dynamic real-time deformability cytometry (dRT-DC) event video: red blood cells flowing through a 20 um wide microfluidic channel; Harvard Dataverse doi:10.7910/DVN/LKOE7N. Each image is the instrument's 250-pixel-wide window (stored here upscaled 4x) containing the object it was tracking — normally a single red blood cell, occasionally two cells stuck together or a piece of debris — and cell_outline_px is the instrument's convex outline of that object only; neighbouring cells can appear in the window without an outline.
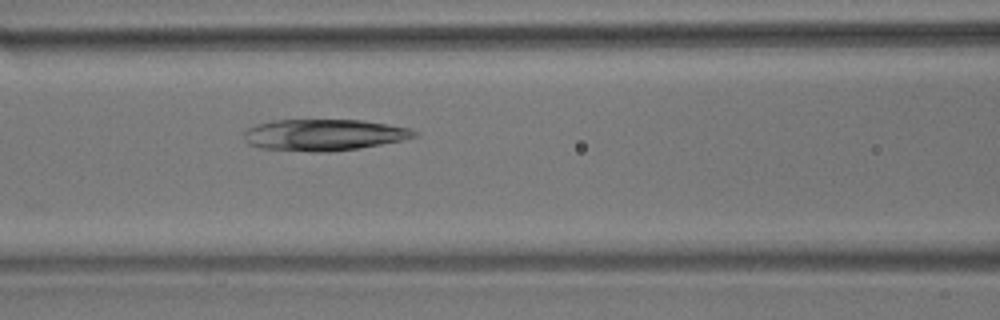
{"species": "common noctule bat (a hibernating species)", "species_latin": "Nyctalus noctula", "temperature_condition": "room temperature", "stored_images_in_passage": 29, "camera_frame_rate_fps": 3000, "um_per_image_px": 0.085, "animal": {"sex": "male", "body_mass_g": 17.9}, "frame": {"image": 1, "passage_image": 9, "time_ms": 2.667, "image_size_px": [1000, 320], "cell_outline_px": [[416, 136], [404, 140], [360, 148], [328, 152], [316, 152], [260, 148], [248, 144], [244, 140], [244, 132], [248, 128], [256, 124], [272, 120], [364, 120], [412, 128], [416, 132]], "centroid_in_image_um": [27.53, 11.46], "position_along_channel_um": 139.1, "area_um2": 31.39}}
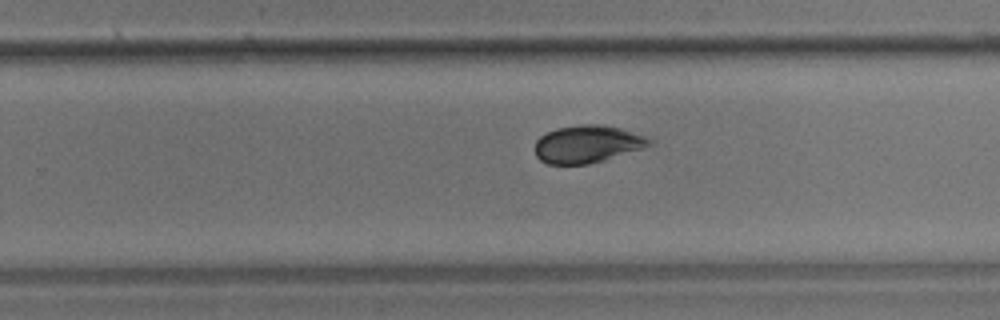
{"frame": {"image": 2, "passage_image": 21, "time_ms": 6.667, "image_size_px": [1000, 320], "cell_outline_px": [[652, 144], [604, 160], [588, 164], [548, 164], [540, 160], [536, 156], [536, 140], [540, 136], [556, 128], [580, 124], [604, 124], [620, 128], [644, 136], [652, 140]], "centroid_in_image_um": [49.88, 12.24], "position_along_channel_um": 279.9, "area_um2": 24.74}}
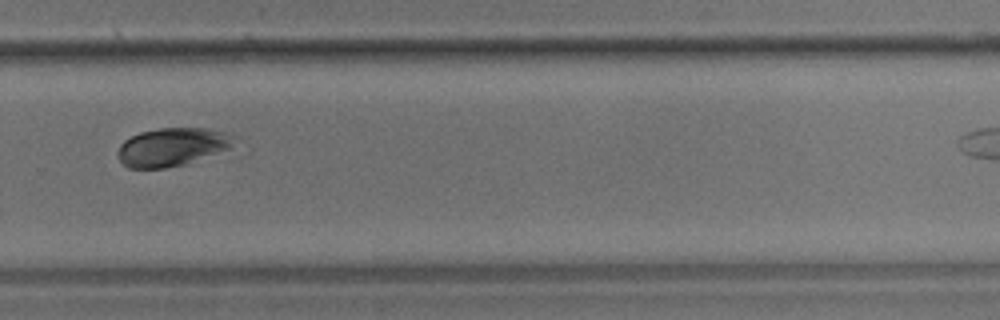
{"frame": {"image": 3, "passage_image": 24, "time_ms": 7.667, "image_size_px": [1000, 320], "cell_outline_px": [[232, 148], [188, 164], [164, 168], [128, 168], [116, 156], [116, 152], [120, 144], [124, 140], [140, 132], [160, 128], [208, 128], [228, 132]], "centroid_in_image_um": [14.59, 12.5], "position_along_channel_um": 315.2, "area_um2": 26.01}}